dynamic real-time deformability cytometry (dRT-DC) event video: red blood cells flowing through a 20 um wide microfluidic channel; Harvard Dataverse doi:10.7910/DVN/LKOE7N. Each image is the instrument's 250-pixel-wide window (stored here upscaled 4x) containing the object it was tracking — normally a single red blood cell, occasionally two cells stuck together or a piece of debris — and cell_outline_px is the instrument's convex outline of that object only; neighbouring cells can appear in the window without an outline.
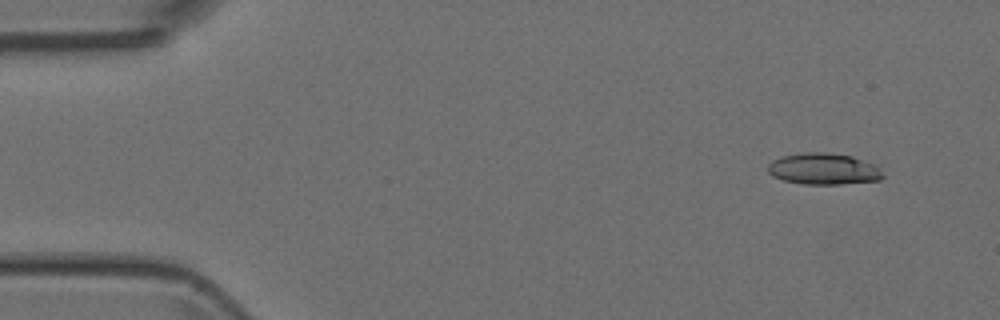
{"species": "Egyptian fruit bat (a non-hibernating species)", "species_latin": "Rousettus aegyptiacus", "temperature_condition": "room temperature", "stored_images_in_passage": 5, "camera_frame_rate_fps": 3000, "um_per_image_px": 0.085, "animal": {"sex": "female"}, "frame": {"image": 1, "passage_image": 1, "time_ms": 0.0, "image_size_px": [1000, 320], "cell_outline_px": [[884, 176], [880, 180], [840, 184], [804, 184], [784, 180], [772, 176], [768, 172], [768, 164], [772, 160], [780, 156], [804, 152], [824, 152], [852, 156], [876, 164], [880, 168]], "centroid_in_image_um": [70.01, 14.35], "position_along_channel_um": 15.0, "area_um2": 21.21}}
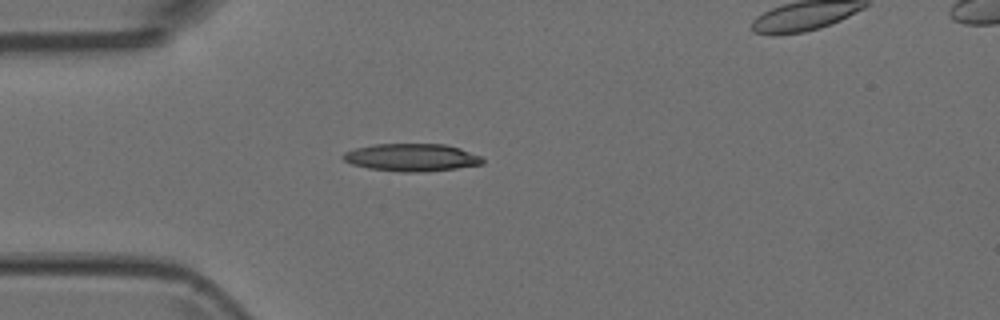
{"frame": {"image": 2, "passage_image": 4, "time_ms": 1.0, "image_size_px": [1000, 320], "cell_outline_px": [[484, 164], [456, 168], [416, 172], [400, 172], [368, 168], [352, 164], [344, 160], [340, 156], [344, 152], [356, 148], [376, 144], [444, 144], [460, 148], [480, 156], [484, 160]], "centroid_in_image_um": [34.97, 13.38], "position_along_channel_um": 50.0, "area_um2": 22.31}}